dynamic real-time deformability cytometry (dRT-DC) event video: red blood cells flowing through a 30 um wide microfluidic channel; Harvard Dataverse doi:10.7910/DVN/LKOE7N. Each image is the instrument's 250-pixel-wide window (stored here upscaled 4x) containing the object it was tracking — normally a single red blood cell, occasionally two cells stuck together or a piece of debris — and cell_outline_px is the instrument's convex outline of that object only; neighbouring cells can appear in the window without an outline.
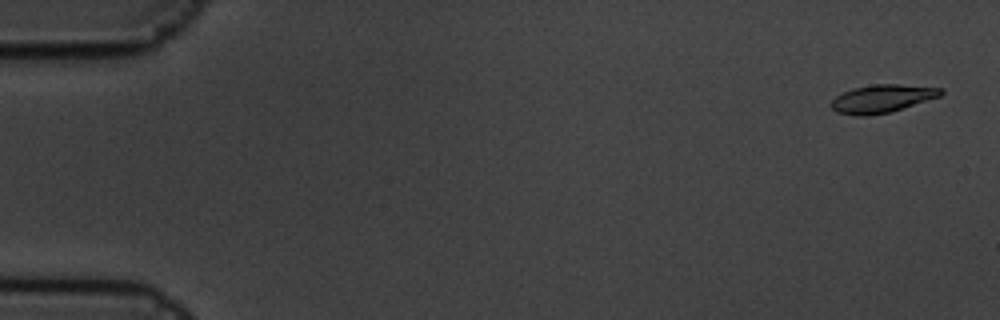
{"species": "common noctule bat (a hibernating species)", "species_latin": "Nyctalus noctula", "temperature_condition": "cold", "stored_images_in_passage": 5, "camera_frame_rate_fps": 3000, "um_per_image_px": 0.085, "animal": {"sex": "male", "body_mass_g": 19.5, "forearm_length_mm": 54.6}, "frame": {"image": 1, "passage_image": 1, "time_ms": 0.0, "image_size_px": [1000, 320], "cell_outline_px": [[944, 92], [940, 96], [892, 112], [868, 116], [856, 116], [836, 112], [832, 108], [832, 100], [840, 92], [852, 88], [872, 84], [900, 84], [944, 88]], "centroid_in_image_um": [74.97, 8.38], "position_along_channel_um": 10.0, "area_um2": 18.15}}
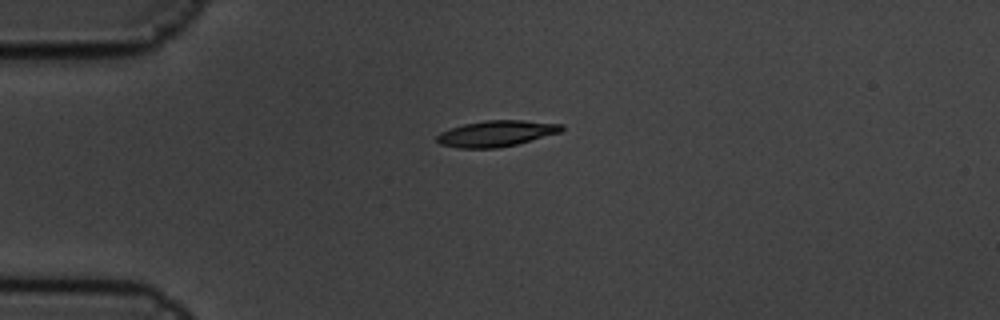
{"frame": {"image": 2, "passage_image": 5, "time_ms": 1.333, "image_size_px": [1000, 320], "cell_outline_px": [[564, 128], [560, 132], [516, 144], [496, 148], [456, 148], [440, 144], [436, 140], [436, 136], [440, 132], [464, 124], [484, 120], [524, 120], [564, 124]], "centroid_in_image_um": [42.17, 11.34], "position_along_channel_um": 42.8, "area_um2": 18.84}}